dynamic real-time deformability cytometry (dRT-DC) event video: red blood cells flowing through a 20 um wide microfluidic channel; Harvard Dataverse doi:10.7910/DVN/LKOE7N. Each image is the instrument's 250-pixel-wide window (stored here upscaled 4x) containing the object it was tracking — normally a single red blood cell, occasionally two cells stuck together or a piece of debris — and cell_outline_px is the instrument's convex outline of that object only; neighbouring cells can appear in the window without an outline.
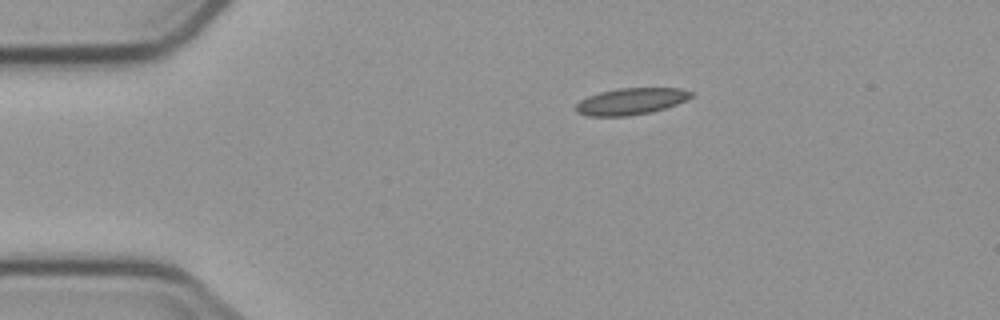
{"species": "common noctule bat (a hibernating species)", "species_latin": "Nyctalus noctula", "temperature_condition": "cold", "stored_images_in_passage": 6, "camera_frame_rate_fps": 3000, "um_per_image_px": 0.085, "animal": {"sex": "male", "body_mass_g": 23.1, "forearm_length_mm": 52.7}, "frame": {"image": 1, "passage_image": 6, "time_ms": 6.667, "image_size_px": [1000, 320], "cell_outline_px": [[696, 96], [688, 100], [664, 108], [648, 112], [628, 116], [588, 116], [576, 112], [576, 104], [580, 100], [588, 96], [600, 92], [616, 88], [680, 88], [696, 92]], "centroid_in_image_um": [53.68, 8.6], "position_along_channel_um": 31.3, "area_um2": 18.03}}